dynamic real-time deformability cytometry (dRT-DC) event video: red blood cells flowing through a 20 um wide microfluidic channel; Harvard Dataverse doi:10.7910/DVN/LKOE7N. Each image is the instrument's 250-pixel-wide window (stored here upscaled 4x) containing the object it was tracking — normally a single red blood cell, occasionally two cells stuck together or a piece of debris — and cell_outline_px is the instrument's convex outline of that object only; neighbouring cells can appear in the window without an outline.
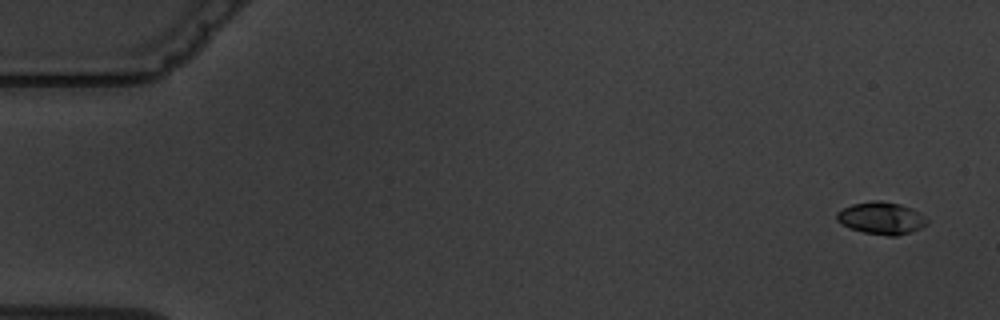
{"species": "common noctule bat (a hibernating species)", "species_latin": "Nyctalus noctula", "temperature_condition": "warm", "stored_images_in_passage": 5, "camera_frame_rate_fps": 3000, "um_per_image_px": 0.085, "animal": {"sex": "male", "body_mass_g": 19.5, "forearm_length_mm": 54.6}, "frame": {"image": 1, "passage_image": 1, "time_ms": 0.0, "image_size_px": [1000, 320], "cell_outline_px": [[928, 224], [912, 232], [896, 236], [888, 236], [864, 232], [840, 224], [836, 220], [836, 212], [852, 204], [872, 200], [880, 200], [900, 204], [912, 208], [920, 212], [928, 220]], "centroid_in_image_um": [74.93, 18.53], "position_along_channel_um": 10.1, "area_um2": 17.11}}
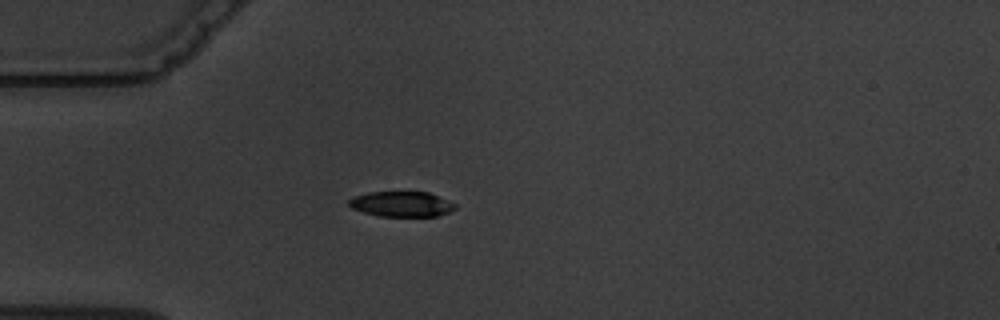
{"frame": {"image": 2, "passage_image": 5, "time_ms": 4.667, "image_size_px": [1000, 320], "cell_outline_px": [[456, 208], [448, 212], [436, 216], [380, 216], [364, 212], [352, 208], [348, 204], [348, 200], [356, 196], [368, 192], [428, 192], [456, 204]], "centroid_in_image_um": [34.12, 17.34], "position_along_channel_um": 50.9, "area_um2": 15.43}}